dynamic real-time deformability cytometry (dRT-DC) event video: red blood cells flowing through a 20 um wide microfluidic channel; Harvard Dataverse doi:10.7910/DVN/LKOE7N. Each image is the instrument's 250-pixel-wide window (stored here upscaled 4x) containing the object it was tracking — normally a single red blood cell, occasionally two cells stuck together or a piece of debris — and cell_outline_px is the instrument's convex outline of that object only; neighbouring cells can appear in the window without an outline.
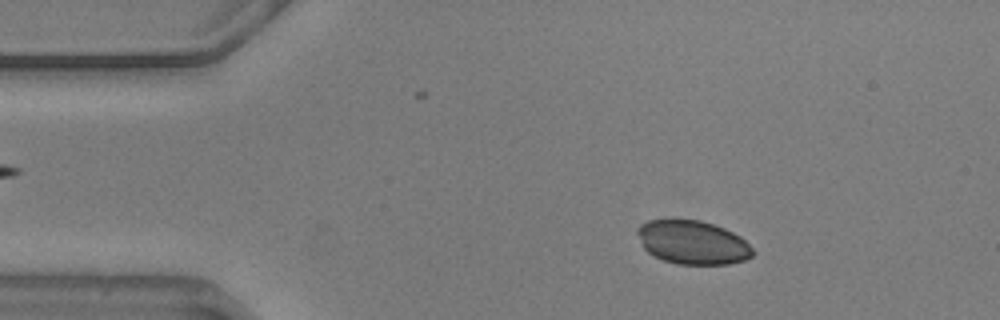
{"species": "common noctule bat (a hibernating species)", "species_latin": "Nyctalus noctula", "temperature_condition": "warm", "stored_images_in_passage": 19, "camera_frame_rate_fps": 3000, "um_per_image_px": 0.085, "animal": {"sex": "male", "body_mass_g": 20.5, "forearm_length_mm": 52.5}, "frame": {"image": 1, "passage_image": 8, "time_ms": 2.333, "image_size_px": [1000, 320], "cell_outline_px": [[756, 252], [752, 256], [744, 260], [728, 264], [680, 264], [664, 260], [648, 252], [644, 248], [636, 232], [636, 228], [640, 224], [648, 220], [700, 220], [724, 228], [740, 236]], "centroid_in_image_um": [58.88, 20.6], "position_along_channel_um": 26.1, "area_um2": 29.19}}